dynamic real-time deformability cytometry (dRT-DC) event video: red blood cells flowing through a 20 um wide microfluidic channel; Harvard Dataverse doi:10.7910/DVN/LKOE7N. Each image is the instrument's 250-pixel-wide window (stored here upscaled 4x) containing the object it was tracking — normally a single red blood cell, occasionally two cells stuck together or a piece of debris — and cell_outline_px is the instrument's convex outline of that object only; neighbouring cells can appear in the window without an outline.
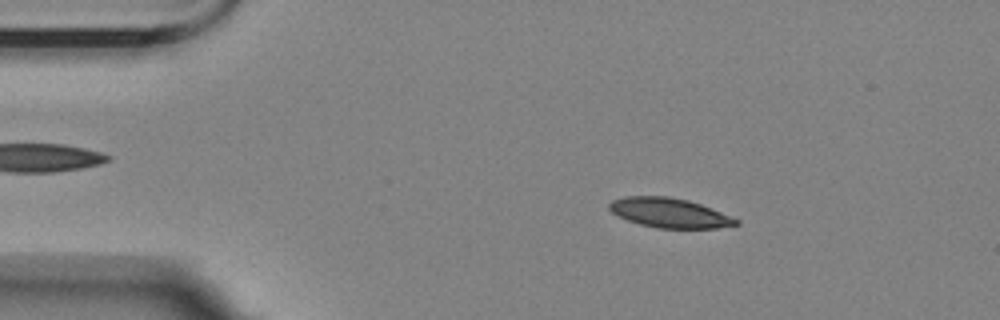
{"species": "Egyptian fruit bat (a non-hibernating species)", "species_latin": "Rousettus aegyptiacus", "temperature_condition": "room temperature", "stored_images_in_passage": 4, "camera_frame_rate_fps": 3000, "um_per_image_px": 0.085, "animal": {"sex": "female"}, "frame": {"image": 1, "passage_image": 2, "time_ms": 1.333, "image_size_px": [1000, 320], "cell_outline_px": [[740, 224], [716, 228], [656, 228], [640, 224], [628, 220], [612, 212], [608, 208], [608, 204], [612, 200], [624, 196], [668, 196], [688, 200], [700, 204], [740, 220]], "centroid_in_image_um": [56.89, 18.09], "position_along_channel_um": 28.1, "area_um2": 21.73}}